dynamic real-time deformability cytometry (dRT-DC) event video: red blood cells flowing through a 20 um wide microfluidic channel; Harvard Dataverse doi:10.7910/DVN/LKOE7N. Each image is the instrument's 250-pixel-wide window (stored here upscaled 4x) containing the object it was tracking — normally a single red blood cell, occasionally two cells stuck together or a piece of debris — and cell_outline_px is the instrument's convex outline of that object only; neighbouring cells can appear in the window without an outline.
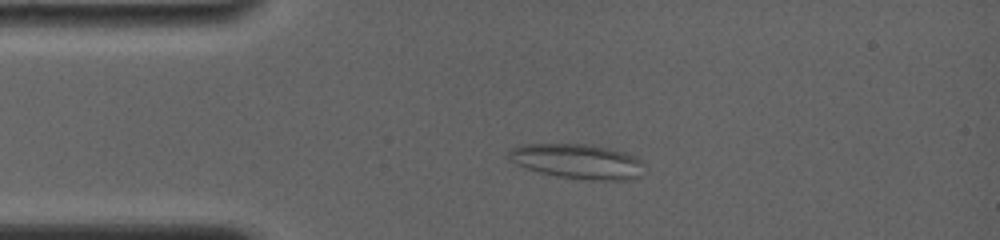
{"species": "common noctule bat (a hibernating species)", "species_latin": "Nyctalus noctula", "temperature_condition": "room temperature", "stored_images_in_passage": 8, "camera_frame_rate_fps": 4000, "um_per_image_px": 0.085, "animal": {"sex": "female", "body_mass_g": 19.0, "forearm_length_mm": 56.7}, "frame": {"image": 1, "passage_image": 5, "time_ms": 3.25, "image_size_px": [1000, 240], "cell_outline_px": [[640, 176], [632, 180], [600, 180], [560, 176], [540, 172], [516, 164], [504, 156], [512, 148], [520, 144], [588, 144], [608, 148], [624, 152], [636, 156], [640, 160]], "centroid_in_image_um": [49.04, 13.7], "position_along_channel_um": 36.0, "area_um2": 27.17}}